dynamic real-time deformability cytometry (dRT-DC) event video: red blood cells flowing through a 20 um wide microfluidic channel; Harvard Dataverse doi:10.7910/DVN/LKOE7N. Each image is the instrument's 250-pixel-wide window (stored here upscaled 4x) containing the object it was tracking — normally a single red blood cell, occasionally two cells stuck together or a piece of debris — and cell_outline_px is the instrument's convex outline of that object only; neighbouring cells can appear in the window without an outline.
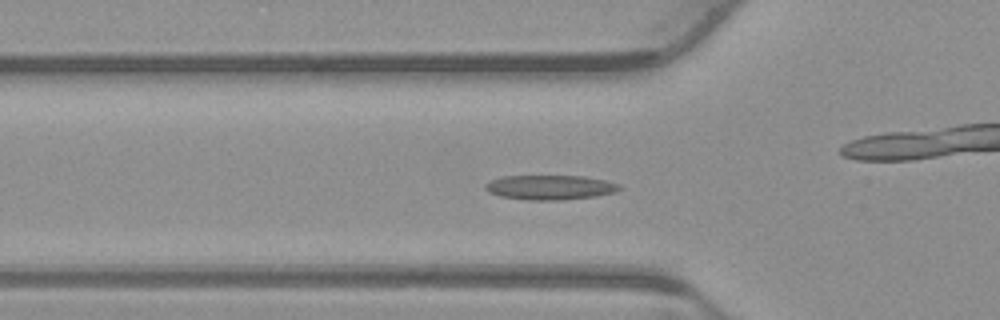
{"species": "common noctule bat (a hibernating species)", "species_latin": "Nyctalus noctula", "temperature_condition": "warm", "stored_images_in_passage": 55, "camera_frame_rate_fps": 3000, "um_per_image_px": 0.085, "animal": {"sex": "male", "body_mass_g": 23.1, "forearm_length_mm": 52.7}, "frame": {"image": 1, "passage_image": 18, "time_ms": 5.667, "image_size_px": [1000, 320], "cell_outline_px": [[620, 188], [616, 192], [596, 196], [560, 200], [528, 200], [500, 196], [488, 192], [484, 188], [484, 184], [492, 180], [504, 176], [584, 176], [604, 180], [620, 184]], "centroid_in_image_um": [46.74, 15.93], "position_along_channel_um": 79.1, "area_um2": 19.19}}
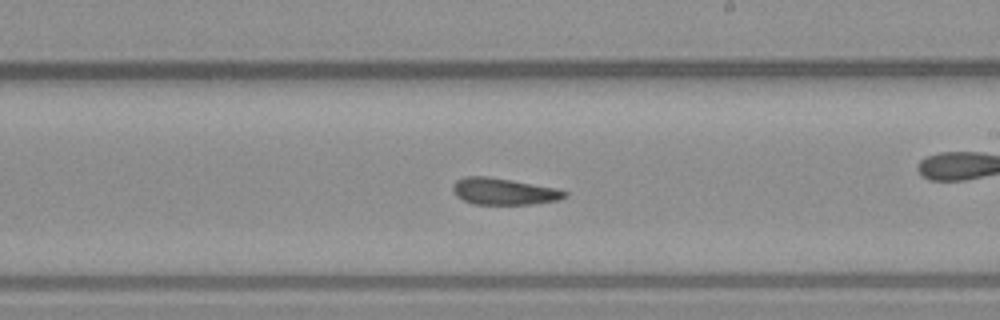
{"frame": {"image": 2, "passage_image": 31, "time_ms": 10.0, "image_size_px": [1000, 320], "cell_outline_px": [[568, 196], [556, 200], [532, 204], [472, 204], [456, 196], [452, 188], [452, 184], [456, 180], [464, 176], [488, 176], [512, 180], [556, 188], [568, 192]], "centroid_in_image_um": [42.79, 16.26], "position_along_channel_um": 246.2, "area_um2": 17.4}}
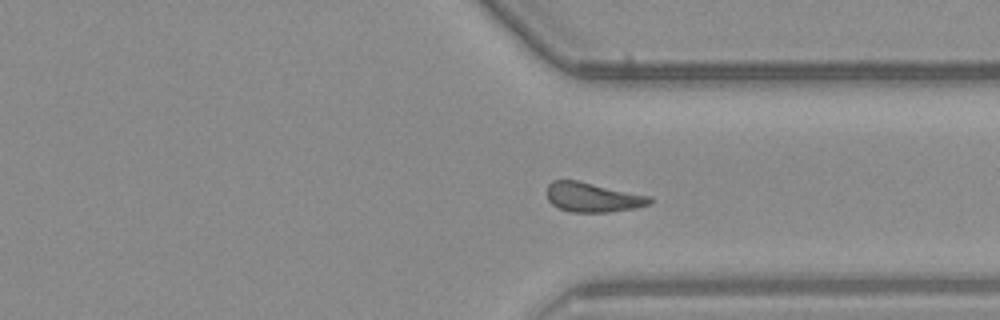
{"frame": {"image": 3, "passage_image": 40, "time_ms": 13.0, "image_size_px": [1000, 320], "cell_outline_px": [[652, 204], [636, 208], [608, 212], [568, 212], [552, 204], [548, 200], [548, 184], [552, 180], [576, 180], [652, 196]], "centroid_in_image_um": [50.42, 16.77], "position_along_channel_um": 361.0, "area_um2": 17.74}, "authors_computed_cell_mechanics": {"area_um2": 17.918, "velocity_mm_per_s": 3.8379, "shape_relaxation_time_tau1_ms": 8.1369, "shape_relaxation_time_tau2_ms": 4.8605, "deformation_change_tau1": 0.1781, "deformation_change_tau2": 0.1318}}